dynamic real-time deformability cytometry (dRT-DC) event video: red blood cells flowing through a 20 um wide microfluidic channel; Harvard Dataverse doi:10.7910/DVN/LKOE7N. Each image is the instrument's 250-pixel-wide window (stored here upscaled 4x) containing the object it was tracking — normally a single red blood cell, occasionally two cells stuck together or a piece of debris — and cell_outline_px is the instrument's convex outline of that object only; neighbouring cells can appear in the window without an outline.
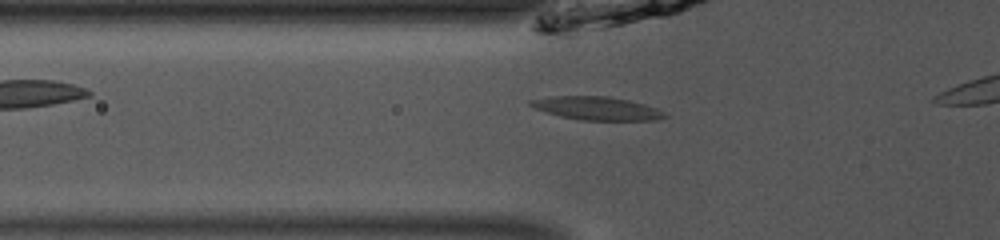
{"species": "common noctule bat (a hibernating species)", "species_latin": "Nyctalus noctula", "temperature_condition": "room temperature", "stored_images_in_passage": 5, "camera_frame_rate_fps": 3000, "um_per_image_px": 0.085, "animal": {"sex": "male", "body_mass_g": 13.0, "forearm_length_mm": 53.1}, "frame": {"image": 1, "passage_image": 3, "time_ms": 0.667, "image_size_px": [1000, 240], "cell_outline_px": [[668, 116], [656, 120], [580, 120], [560, 116], [532, 108], [528, 104], [528, 100], [552, 96], [608, 96], [628, 100], [644, 104], [656, 108], [664, 112]], "centroid_in_image_um": [50.69, 9.2], "position_along_channel_um": 75.1, "area_um2": 18.26}}